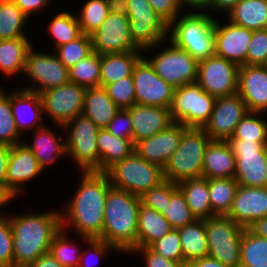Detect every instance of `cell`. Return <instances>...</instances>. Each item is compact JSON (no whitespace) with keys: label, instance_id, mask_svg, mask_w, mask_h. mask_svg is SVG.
I'll return each mask as SVG.
<instances>
[{"label":"cell","instance_id":"6da1fadb","mask_svg":"<svg viewBox=\"0 0 267 267\" xmlns=\"http://www.w3.org/2000/svg\"><path fill=\"white\" fill-rule=\"evenodd\" d=\"M111 187L106 173L83 172L66 215L61 213V229L65 231L68 225H72L86 242L94 238L102 239L105 201Z\"/></svg>","mask_w":267,"mask_h":267},{"label":"cell","instance_id":"7a4b0ae2","mask_svg":"<svg viewBox=\"0 0 267 267\" xmlns=\"http://www.w3.org/2000/svg\"><path fill=\"white\" fill-rule=\"evenodd\" d=\"M13 235L14 267H26L50 250L61 230V213L44 212L10 218Z\"/></svg>","mask_w":267,"mask_h":267},{"label":"cell","instance_id":"3957f363","mask_svg":"<svg viewBox=\"0 0 267 267\" xmlns=\"http://www.w3.org/2000/svg\"><path fill=\"white\" fill-rule=\"evenodd\" d=\"M141 197L111 187L105 201L102 240L120 252L136 248Z\"/></svg>","mask_w":267,"mask_h":267},{"label":"cell","instance_id":"277c9868","mask_svg":"<svg viewBox=\"0 0 267 267\" xmlns=\"http://www.w3.org/2000/svg\"><path fill=\"white\" fill-rule=\"evenodd\" d=\"M214 26L215 18L210 14L190 12L168 25L170 35L167 36L169 42L199 62L215 55Z\"/></svg>","mask_w":267,"mask_h":267},{"label":"cell","instance_id":"5b68a950","mask_svg":"<svg viewBox=\"0 0 267 267\" xmlns=\"http://www.w3.org/2000/svg\"><path fill=\"white\" fill-rule=\"evenodd\" d=\"M210 141L202 128H187L179 147L163 168L165 180L177 184L186 179L201 178L204 153Z\"/></svg>","mask_w":267,"mask_h":267},{"label":"cell","instance_id":"8992f818","mask_svg":"<svg viewBox=\"0 0 267 267\" xmlns=\"http://www.w3.org/2000/svg\"><path fill=\"white\" fill-rule=\"evenodd\" d=\"M105 173L112 187L140 197L165 181L161 166L144 160L135 152L115 163Z\"/></svg>","mask_w":267,"mask_h":267},{"label":"cell","instance_id":"52a82bcc","mask_svg":"<svg viewBox=\"0 0 267 267\" xmlns=\"http://www.w3.org/2000/svg\"><path fill=\"white\" fill-rule=\"evenodd\" d=\"M208 256L224 265L240 267V245L244 227L227 216L205 219Z\"/></svg>","mask_w":267,"mask_h":267},{"label":"cell","instance_id":"ba28073f","mask_svg":"<svg viewBox=\"0 0 267 267\" xmlns=\"http://www.w3.org/2000/svg\"><path fill=\"white\" fill-rule=\"evenodd\" d=\"M215 100L197 82L175 88L170 107L172 121L187 128H203L212 114Z\"/></svg>","mask_w":267,"mask_h":267},{"label":"cell","instance_id":"9c48e42d","mask_svg":"<svg viewBox=\"0 0 267 267\" xmlns=\"http://www.w3.org/2000/svg\"><path fill=\"white\" fill-rule=\"evenodd\" d=\"M63 128L71 130L66 139L67 156L69 154L76 161L82 172H100L97 145L100 129L96 124L81 113L66 123Z\"/></svg>","mask_w":267,"mask_h":267},{"label":"cell","instance_id":"30bf717a","mask_svg":"<svg viewBox=\"0 0 267 267\" xmlns=\"http://www.w3.org/2000/svg\"><path fill=\"white\" fill-rule=\"evenodd\" d=\"M236 158L234 178L239 185L267 187V142L228 139Z\"/></svg>","mask_w":267,"mask_h":267},{"label":"cell","instance_id":"8fae6325","mask_svg":"<svg viewBox=\"0 0 267 267\" xmlns=\"http://www.w3.org/2000/svg\"><path fill=\"white\" fill-rule=\"evenodd\" d=\"M128 5L130 36L140 50H150L166 41L168 25L154 11L148 0H128Z\"/></svg>","mask_w":267,"mask_h":267},{"label":"cell","instance_id":"7c38bea8","mask_svg":"<svg viewBox=\"0 0 267 267\" xmlns=\"http://www.w3.org/2000/svg\"><path fill=\"white\" fill-rule=\"evenodd\" d=\"M239 66L229 60L213 55L198 62L199 86L215 98L237 93Z\"/></svg>","mask_w":267,"mask_h":267},{"label":"cell","instance_id":"4fadbf2b","mask_svg":"<svg viewBox=\"0 0 267 267\" xmlns=\"http://www.w3.org/2000/svg\"><path fill=\"white\" fill-rule=\"evenodd\" d=\"M147 60L154 71L174 88L196 82L198 62L185 50L174 46Z\"/></svg>","mask_w":267,"mask_h":267},{"label":"cell","instance_id":"5bb4252c","mask_svg":"<svg viewBox=\"0 0 267 267\" xmlns=\"http://www.w3.org/2000/svg\"><path fill=\"white\" fill-rule=\"evenodd\" d=\"M132 77L136 104L170 109L175 88L157 75L146 58L142 57L137 62Z\"/></svg>","mask_w":267,"mask_h":267},{"label":"cell","instance_id":"9a60e30c","mask_svg":"<svg viewBox=\"0 0 267 267\" xmlns=\"http://www.w3.org/2000/svg\"><path fill=\"white\" fill-rule=\"evenodd\" d=\"M85 91L86 88L68 82L39 93L42 99L43 113H47L57 125L63 127L83 112Z\"/></svg>","mask_w":267,"mask_h":267},{"label":"cell","instance_id":"2e32d148","mask_svg":"<svg viewBox=\"0 0 267 267\" xmlns=\"http://www.w3.org/2000/svg\"><path fill=\"white\" fill-rule=\"evenodd\" d=\"M248 112L238 93L218 97L212 114L202 129L211 140L227 141L234 135L237 124Z\"/></svg>","mask_w":267,"mask_h":267},{"label":"cell","instance_id":"e0dca14e","mask_svg":"<svg viewBox=\"0 0 267 267\" xmlns=\"http://www.w3.org/2000/svg\"><path fill=\"white\" fill-rule=\"evenodd\" d=\"M24 72L39 85L35 87L33 84V88H24V90L36 93L70 82L69 69L55 54L37 53L33 46L27 54Z\"/></svg>","mask_w":267,"mask_h":267},{"label":"cell","instance_id":"ac0fdd59","mask_svg":"<svg viewBox=\"0 0 267 267\" xmlns=\"http://www.w3.org/2000/svg\"><path fill=\"white\" fill-rule=\"evenodd\" d=\"M91 38L93 51L99 55L142 51L132 42L127 16L109 12Z\"/></svg>","mask_w":267,"mask_h":267},{"label":"cell","instance_id":"d6986e66","mask_svg":"<svg viewBox=\"0 0 267 267\" xmlns=\"http://www.w3.org/2000/svg\"><path fill=\"white\" fill-rule=\"evenodd\" d=\"M187 127L173 122L161 132L134 144V152L144 160L164 168L179 147L183 132Z\"/></svg>","mask_w":267,"mask_h":267},{"label":"cell","instance_id":"ffe728a7","mask_svg":"<svg viewBox=\"0 0 267 267\" xmlns=\"http://www.w3.org/2000/svg\"><path fill=\"white\" fill-rule=\"evenodd\" d=\"M253 30L238 26L231 21L220 25L215 19V55L236 63L246 65V57Z\"/></svg>","mask_w":267,"mask_h":267},{"label":"cell","instance_id":"44dd1931","mask_svg":"<svg viewBox=\"0 0 267 267\" xmlns=\"http://www.w3.org/2000/svg\"><path fill=\"white\" fill-rule=\"evenodd\" d=\"M237 93L248 111H267V69L264 65H241L238 69Z\"/></svg>","mask_w":267,"mask_h":267},{"label":"cell","instance_id":"7402d4cb","mask_svg":"<svg viewBox=\"0 0 267 267\" xmlns=\"http://www.w3.org/2000/svg\"><path fill=\"white\" fill-rule=\"evenodd\" d=\"M247 228L255 220L267 216V187L239 185L230 211L226 215Z\"/></svg>","mask_w":267,"mask_h":267},{"label":"cell","instance_id":"603a6c76","mask_svg":"<svg viewBox=\"0 0 267 267\" xmlns=\"http://www.w3.org/2000/svg\"><path fill=\"white\" fill-rule=\"evenodd\" d=\"M126 110L132 119L134 144L161 132L173 123L169 108L134 104Z\"/></svg>","mask_w":267,"mask_h":267},{"label":"cell","instance_id":"cb8c5ba5","mask_svg":"<svg viewBox=\"0 0 267 267\" xmlns=\"http://www.w3.org/2000/svg\"><path fill=\"white\" fill-rule=\"evenodd\" d=\"M42 172L34 153L24 143L11 146L5 183L16 196L22 184L29 182Z\"/></svg>","mask_w":267,"mask_h":267},{"label":"cell","instance_id":"d4e9b609","mask_svg":"<svg viewBox=\"0 0 267 267\" xmlns=\"http://www.w3.org/2000/svg\"><path fill=\"white\" fill-rule=\"evenodd\" d=\"M236 158L227 141L211 140L204 153L203 178H234Z\"/></svg>","mask_w":267,"mask_h":267},{"label":"cell","instance_id":"484cf974","mask_svg":"<svg viewBox=\"0 0 267 267\" xmlns=\"http://www.w3.org/2000/svg\"><path fill=\"white\" fill-rule=\"evenodd\" d=\"M10 106L17 130L20 134L23 133L22 131L25 129L29 131L33 128L38 129L44 126L43 124L40 125L39 123L42 113L44 112L42 99L39 93L27 91L24 89H22L21 92H14L10 94ZM24 109L29 110L26 111ZM28 111L29 113L32 112L30 114V118Z\"/></svg>","mask_w":267,"mask_h":267},{"label":"cell","instance_id":"4316f807","mask_svg":"<svg viewBox=\"0 0 267 267\" xmlns=\"http://www.w3.org/2000/svg\"><path fill=\"white\" fill-rule=\"evenodd\" d=\"M142 51H129L100 55V86L132 76L137 62L143 57Z\"/></svg>","mask_w":267,"mask_h":267},{"label":"cell","instance_id":"83f0119b","mask_svg":"<svg viewBox=\"0 0 267 267\" xmlns=\"http://www.w3.org/2000/svg\"><path fill=\"white\" fill-rule=\"evenodd\" d=\"M119 109L104 87L86 88L82 113L88 116L99 129H106Z\"/></svg>","mask_w":267,"mask_h":267},{"label":"cell","instance_id":"f1b7e54d","mask_svg":"<svg viewBox=\"0 0 267 267\" xmlns=\"http://www.w3.org/2000/svg\"><path fill=\"white\" fill-rule=\"evenodd\" d=\"M174 229L169 221L158 211L140 204L137 223V247H150Z\"/></svg>","mask_w":267,"mask_h":267},{"label":"cell","instance_id":"f546056e","mask_svg":"<svg viewBox=\"0 0 267 267\" xmlns=\"http://www.w3.org/2000/svg\"><path fill=\"white\" fill-rule=\"evenodd\" d=\"M100 155V172H106L115 163L122 161L134 152L130 139L116 137L107 129H100L97 138Z\"/></svg>","mask_w":267,"mask_h":267},{"label":"cell","instance_id":"4dcf8cb0","mask_svg":"<svg viewBox=\"0 0 267 267\" xmlns=\"http://www.w3.org/2000/svg\"><path fill=\"white\" fill-rule=\"evenodd\" d=\"M177 188L185 197L186 203L196 219L216 216L211 209L208 179H186L177 183Z\"/></svg>","mask_w":267,"mask_h":267},{"label":"cell","instance_id":"1f68e13d","mask_svg":"<svg viewBox=\"0 0 267 267\" xmlns=\"http://www.w3.org/2000/svg\"><path fill=\"white\" fill-rule=\"evenodd\" d=\"M33 133L35 135L34 143L31 145L24 144L34 153L43 171L59 156L67 155L66 140L61 143L62 137L57 138L58 135L54 131L43 126L38 128L37 131H33Z\"/></svg>","mask_w":267,"mask_h":267},{"label":"cell","instance_id":"d6a6232c","mask_svg":"<svg viewBox=\"0 0 267 267\" xmlns=\"http://www.w3.org/2000/svg\"><path fill=\"white\" fill-rule=\"evenodd\" d=\"M227 15L229 21L246 29H267V0H240Z\"/></svg>","mask_w":267,"mask_h":267},{"label":"cell","instance_id":"836d02e7","mask_svg":"<svg viewBox=\"0 0 267 267\" xmlns=\"http://www.w3.org/2000/svg\"><path fill=\"white\" fill-rule=\"evenodd\" d=\"M183 250L184 262H192L208 256V241L205 219L177 228Z\"/></svg>","mask_w":267,"mask_h":267},{"label":"cell","instance_id":"e575fe53","mask_svg":"<svg viewBox=\"0 0 267 267\" xmlns=\"http://www.w3.org/2000/svg\"><path fill=\"white\" fill-rule=\"evenodd\" d=\"M31 47L27 37L0 40V71L5 76L24 72L27 54Z\"/></svg>","mask_w":267,"mask_h":267},{"label":"cell","instance_id":"d590c367","mask_svg":"<svg viewBox=\"0 0 267 267\" xmlns=\"http://www.w3.org/2000/svg\"><path fill=\"white\" fill-rule=\"evenodd\" d=\"M238 186L235 178L208 179L211 209L215 215L226 216L228 214Z\"/></svg>","mask_w":267,"mask_h":267},{"label":"cell","instance_id":"8d00e7d4","mask_svg":"<svg viewBox=\"0 0 267 267\" xmlns=\"http://www.w3.org/2000/svg\"><path fill=\"white\" fill-rule=\"evenodd\" d=\"M27 19L14 1L0 0V40L26 37L22 29Z\"/></svg>","mask_w":267,"mask_h":267},{"label":"cell","instance_id":"74e56055","mask_svg":"<svg viewBox=\"0 0 267 267\" xmlns=\"http://www.w3.org/2000/svg\"><path fill=\"white\" fill-rule=\"evenodd\" d=\"M69 80L84 88L100 86V55L93 51L69 69Z\"/></svg>","mask_w":267,"mask_h":267},{"label":"cell","instance_id":"f35d334b","mask_svg":"<svg viewBox=\"0 0 267 267\" xmlns=\"http://www.w3.org/2000/svg\"><path fill=\"white\" fill-rule=\"evenodd\" d=\"M240 266L267 264V238L252 233L244 228L240 245Z\"/></svg>","mask_w":267,"mask_h":267},{"label":"cell","instance_id":"ab89813d","mask_svg":"<svg viewBox=\"0 0 267 267\" xmlns=\"http://www.w3.org/2000/svg\"><path fill=\"white\" fill-rule=\"evenodd\" d=\"M48 29L56 41V48L79 38L83 34L77 17L68 12L57 14L50 22Z\"/></svg>","mask_w":267,"mask_h":267},{"label":"cell","instance_id":"60d3db41","mask_svg":"<svg viewBox=\"0 0 267 267\" xmlns=\"http://www.w3.org/2000/svg\"><path fill=\"white\" fill-rule=\"evenodd\" d=\"M161 214L174 229L193 223L196 220L179 189L170 196V200H166Z\"/></svg>","mask_w":267,"mask_h":267},{"label":"cell","instance_id":"b9f144b4","mask_svg":"<svg viewBox=\"0 0 267 267\" xmlns=\"http://www.w3.org/2000/svg\"><path fill=\"white\" fill-rule=\"evenodd\" d=\"M260 112H248L237 124L234 135L229 139L267 142V122L259 116Z\"/></svg>","mask_w":267,"mask_h":267},{"label":"cell","instance_id":"7bdbcfd3","mask_svg":"<svg viewBox=\"0 0 267 267\" xmlns=\"http://www.w3.org/2000/svg\"><path fill=\"white\" fill-rule=\"evenodd\" d=\"M107 0H88L77 16L82 33L91 36L108 15ZM79 17V18H78Z\"/></svg>","mask_w":267,"mask_h":267},{"label":"cell","instance_id":"ee69618b","mask_svg":"<svg viewBox=\"0 0 267 267\" xmlns=\"http://www.w3.org/2000/svg\"><path fill=\"white\" fill-rule=\"evenodd\" d=\"M92 52V38L83 33L79 38L57 47L55 55L68 69H70Z\"/></svg>","mask_w":267,"mask_h":267},{"label":"cell","instance_id":"f6af8a7d","mask_svg":"<svg viewBox=\"0 0 267 267\" xmlns=\"http://www.w3.org/2000/svg\"><path fill=\"white\" fill-rule=\"evenodd\" d=\"M20 137L10 106V94L6 95V92L0 89V143L10 146L20 144Z\"/></svg>","mask_w":267,"mask_h":267},{"label":"cell","instance_id":"bcb514c9","mask_svg":"<svg viewBox=\"0 0 267 267\" xmlns=\"http://www.w3.org/2000/svg\"><path fill=\"white\" fill-rule=\"evenodd\" d=\"M109 97L120 109H127L136 104L134 80L132 76L121 78L104 87Z\"/></svg>","mask_w":267,"mask_h":267},{"label":"cell","instance_id":"7dc6e473","mask_svg":"<svg viewBox=\"0 0 267 267\" xmlns=\"http://www.w3.org/2000/svg\"><path fill=\"white\" fill-rule=\"evenodd\" d=\"M64 234L66 235L64 230L61 229L54 236L49 252L63 267H78L81 255H75L77 251H75L74 245L69 244V241L67 242Z\"/></svg>","mask_w":267,"mask_h":267},{"label":"cell","instance_id":"c3c4849f","mask_svg":"<svg viewBox=\"0 0 267 267\" xmlns=\"http://www.w3.org/2000/svg\"><path fill=\"white\" fill-rule=\"evenodd\" d=\"M150 248L167 259L176 262H184L181 238L178 229H172L162 238L155 241Z\"/></svg>","mask_w":267,"mask_h":267},{"label":"cell","instance_id":"681fc988","mask_svg":"<svg viewBox=\"0 0 267 267\" xmlns=\"http://www.w3.org/2000/svg\"><path fill=\"white\" fill-rule=\"evenodd\" d=\"M177 184L165 180L159 186L150 189L141 196V203L148 208L162 213L166 200L177 190Z\"/></svg>","mask_w":267,"mask_h":267},{"label":"cell","instance_id":"f907efd6","mask_svg":"<svg viewBox=\"0 0 267 267\" xmlns=\"http://www.w3.org/2000/svg\"><path fill=\"white\" fill-rule=\"evenodd\" d=\"M267 61V29L253 30L246 65H265Z\"/></svg>","mask_w":267,"mask_h":267},{"label":"cell","instance_id":"816d5d0a","mask_svg":"<svg viewBox=\"0 0 267 267\" xmlns=\"http://www.w3.org/2000/svg\"><path fill=\"white\" fill-rule=\"evenodd\" d=\"M0 266L14 267L13 235L9 217L0 216Z\"/></svg>","mask_w":267,"mask_h":267},{"label":"cell","instance_id":"f5cc1de1","mask_svg":"<svg viewBox=\"0 0 267 267\" xmlns=\"http://www.w3.org/2000/svg\"><path fill=\"white\" fill-rule=\"evenodd\" d=\"M106 129L116 137L133 141L132 119L126 109H119Z\"/></svg>","mask_w":267,"mask_h":267},{"label":"cell","instance_id":"db71d44e","mask_svg":"<svg viewBox=\"0 0 267 267\" xmlns=\"http://www.w3.org/2000/svg\"><path fill=\"white\" fill-rule=\"evenodd\" d=\"M154 11L160 18L169 25L173 20L178 18L181 11L180 0H148Z\"/></svg>","mask_w":267,"mask_h":267},{"label":"cell","instance_id":"11a10c76","mask_svg":"<svg viewBox=\"0 0 267 267\" xmlns=\"http://www.w3.org/2000/svg\"><path fill=\"white\" fill-rule=\"evenodd\" d=\"M141 252L143 258L145 259L146 267H182L184 262H176L157 254L150 247H137L133 249L130 253Z\"/></svg>","mask_w":267,"mask_h":267},{"label":"cell","instance_id":"9f6ffc18","mask_svg":"<svg viewBox=\"0 0 267 267\" xmlns=\"http://www.w3.org/2000/svg\"><path fill=\"white\" fill-rule=\"evenodd\" d=\"M87 244L90 245V247H91L90 251L91 250L93 251L95 257L101 258L103 255H105L104 253L107 252L109 249L110 250H116L118 252V250L114 246L108 244L107 242H105L104 240L99 239V238L89 239L87 241ZM82 257L83 256L81 255L78 267H90V265L86 266V264L83 263Z\"/></svg>","mask_w":267,"mask_h":267},{"label":"cell","instance_id":"6f0895ef","mask_svg":"<svg viewBox=\"0 0 267 267\" xmlns=\"http://www.w3.org/2000/svg\"><path fill=\"white\" fill-rule=\"evenodd\" d=\"M49 1L50 0H14V3L29 18L32 12L41 10L46 4L48 5Z\"/></svg>","mask_w":267,"mask_h":267},{"label":"cell","instance_id":"680465c9","mask_svg":"<svg viewBox=\"0 0 267 267\" xmlns=\"http://www.w3.org/2000/svg\"><path fill=\"white\" fill-rule=\"evenodd\" d=\"M11 146L0 143V182H5Z\"/></svg>","mask_w":267,"mask_h":267},{"label":"cell","instance_id":"91938a15","mask_svg":"<svg viewBox=\"0 0 267 267\" xmlns=\"http://www.w3.org/2000/svg\"><path fill=\"white\" fill-rule=\"evenodd\" d=\"M26 267H63L50 252L40 256L35 262Z\"/></svg>","mask_w":267,"mask_h":267},{"label":"cell","instance_id":"94428289","mask_svg":"<svg viewBox=\"0 0 267 267\" xmlns=\"http://www.w3.org/2000/svg\"><path fill=\"white\" fill-rule=\"evenodd\" d=\"M108 11L121 16H127L128 0H107Z\"/></svg>","mask_w":267,"mask_h":267},{"label":"cell","instance_id":"6125c7cd","mask_svg":"<svg viewBox=\"0 0 267 267\" xmlns=\"http://www.w3.org/2000/svg\"><path fill=\"white\" fill-rule=\"evenodd\" d=\"M247 228L255 235L263 237V238H267V216L261 219L255 220Z\"/></svg>","mask_w":267,"mask_h":267},{"label":"cell","instance_id":"be15d7a7","mask_svg":"<svg viewBox=\"0 0 267 267\" xmlns=\"http://www.w3.org/2000/svg\"><path fill=\"white\" fill-rule=\"evenodd\" d=\"M194 267H230L222 264L217 259L206 256L201 259L194 260L190 262Z\"/></svg>","mask_w":267,"mask_h":267},{"label":"cell","instance_id":"e7e4bbea","mask_svg":"<svg viewBox=\"0 0 267 267\" xmlns=\"http://www.w3.org/2000/svg\"><path fill=\"white\" fill-rule=\"evenodd\" d=\"M240 0H212L211 8L212 10L216 9L221 11H227V13L230 12V10L239 2Z\"/></svg>","mask_w":267,"mask_h":267},{"label":"cell","instance_id":"03108f58","mask_svg":"<svg viewBox=\"0 0 267 267\" xmlns=\"http://www.w3.org/2000/svg\"><path fill=\"white\" fill-rule=\"evenodd\" d=\"M15 195L5 182H0V207L16 197Z\"/></svg>","mask_w":267,"mask_h":267},{"label":"cell","instance_id":"003e7915","mask_svg":"<svg viewBox=\"0 0 267 267\" xmlns=\"http://www.w3.org/2000/svg\"><path fill=\"white\" fill-rule=\"evenodd\" d=\"M181 5L190 6V8L203 10L209 7L211 9L212 0H180Z\"/></svg>","mask_w":267,"mask_h":267},{"label":"cell","instance_id":"a7ac6f4b","mask_svg":"<svg viewBox=\"0 0 267 267\" xmlns=\"http://www.w3.org/2000/svg\"><path fill=\"white\" fill-rule=\"evenodd\" d=\"M182 267H194L190 262H184Z\"/></svg>","mask_w":267,"mask_h":267},{"label":"cell","instance_id":"89a4df30","mask_svg":"<svg viewBox=\"0 0 267 267\" xmlns=\"http://www.w3.org/2000/svg\"><path fill=\"white\" fill-rule=\"evenodd\" d=\"M240 267H267L266 265L240 266Z\"/></svg>","mask_w":267,"mask_h":267}]
</instances>
